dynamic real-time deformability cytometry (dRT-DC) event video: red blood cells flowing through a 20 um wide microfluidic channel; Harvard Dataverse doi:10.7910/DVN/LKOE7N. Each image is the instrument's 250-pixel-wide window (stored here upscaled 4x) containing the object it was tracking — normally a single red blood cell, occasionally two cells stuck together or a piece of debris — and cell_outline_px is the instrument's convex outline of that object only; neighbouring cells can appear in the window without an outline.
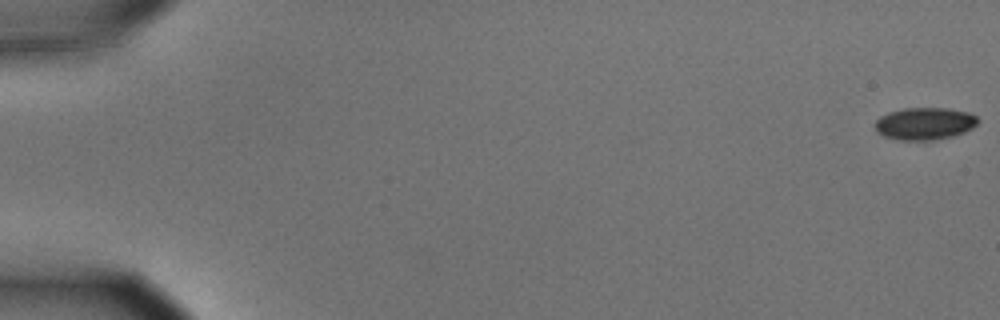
{"species": "common noctule bat (a hibernating species)", "species_latin": "Nyctalus noctula", "temperature_condition": "cold", "stored_images_in_passage": 58, "camera_frame_rate_fps": 3000, "um_per_image_px": 0.085, "animal": {"sex": "male", "body_mass_g": 15.6}, "frame": {"image": 1, "passage_image": 1, "time_ms": 0.0, "image_size_px": [1000, 320], "cell_outline_px": [[980, 120], [972, 128], [964, 132], [952, 136], [932, 140], [896, 140], [884, 136], [876, 132], [876, 120], [880, 116], [888, 112], [904, 108], [948, 108], [968, 112], [976, 116]], "centroid_in_image_um": [78.59, 10.5], "position_along_channel_um": 6.4, "area_um2": 19.42}}
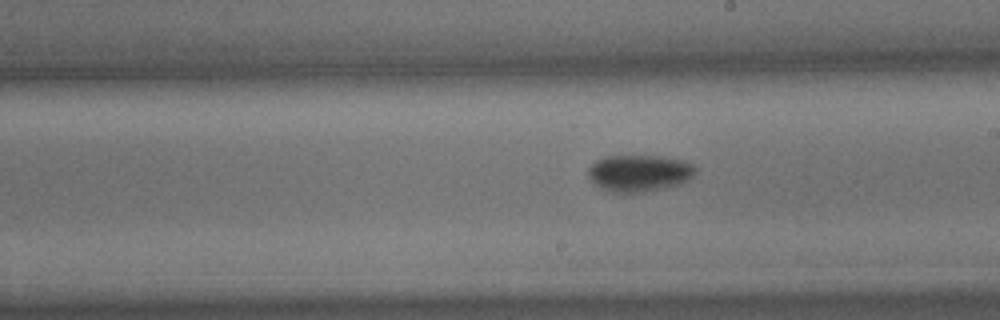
{"frame": {"image": 2, "passage_image": 34, "time_ms": 11.0, "image_size_px": [1000, 320], "cell_outline_px": [[696, 172], [688, 180], [680, 184], [664, 188], [644, 192], [608, 192], [600, 188], [588, 176], [588, 168], [596, 160], [604, 156], [660, 156], [680, 160], [692, 164], [696, 168]], "centroid_in_image_um": [54.32, 14.72], "position_along_channel_um": 234.7, "area_um2": 22.95}}
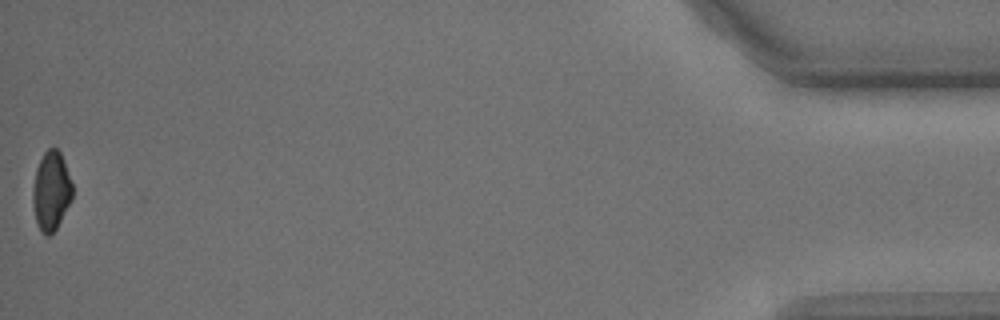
{"frame": {"image": 3, "passage_image": 58, "time_ms": 19.0, "image_size_px": [1000, 320], "cell_outline_px": [[72, 200], [56, 228], [48, 236], [44, 236], [36, 220], [32, 200], [32, 188], [36, 168], [44, 152], [48, 148], [56, 148], [60, 152], [72, 184]], "centroid_in_image_um": [4.34, 16.23], "position_along_channel_um": 430.9, "area_um2": 18.03}, "authors_computed_cell_mechanics": {"area_um2": 21.0392, "velocity_mm_per_s": 3.5516, "shape_relaxation_time_tau1_ms": 2.7838, "shape_relaxation_time_tau2_ms": null, "deformation_change_tau1": 0.0754, "deformation_change_tau2": null}}